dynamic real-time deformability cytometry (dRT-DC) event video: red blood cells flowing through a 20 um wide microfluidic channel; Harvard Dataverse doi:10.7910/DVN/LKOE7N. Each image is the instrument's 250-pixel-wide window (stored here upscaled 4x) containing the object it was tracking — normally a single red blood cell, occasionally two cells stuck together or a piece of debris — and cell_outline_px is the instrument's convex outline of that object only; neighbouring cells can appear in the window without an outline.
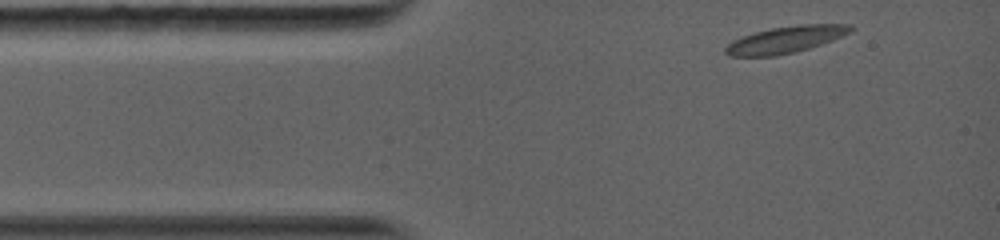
{"species": "common noctule bat (a hibernating species)", "species_latin": "Nyctalus noctula", "temperature_condition": "warm", "stored_images_in_passage": 39, "camera_frame_rate_fps": 5000, "um_per_image_px": 0.085, "animal": {"sex": "female", "body_mass_g": 19.0, "forearm_length_mm": 56.7}, "frame": {"image": 1, "passage_image": 1, "time_ms": 0.0, "image_size_px": [1000, 240], "cell_outline_px": [[856, 28], [852, 32], [832, 40], [808, 48], [776, 56], [728, 56], [724, 52], [724, 48], [732, 40], [756, 32], [772, 28], [800, 24], [852, 24]], "centroid_in_image_um": [66.8, 3.36], "position_along_channel_um": 18.2, "area_um2": 19.42}}
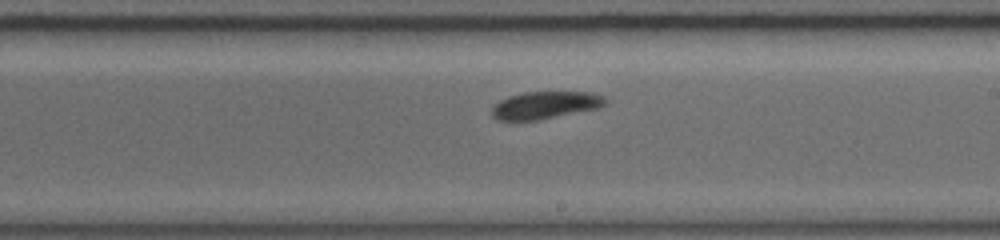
{"frame": {"image": 2, "passage_image": 23, "time_ms": 6.6, "image_size_px": [1000, 240], "cell_outline_px": [[608, 104], [600, 108], [540, 120], [496, 120], [492, 116], [492, 108], [500, 100], [508, 96], [524, 92], [592, 92], [604, 96], [608, 100]], "centroid_in_image_um": [46.4, 8.94], "position_along_channel_um": 242.6, "area_um2": 18.38}}
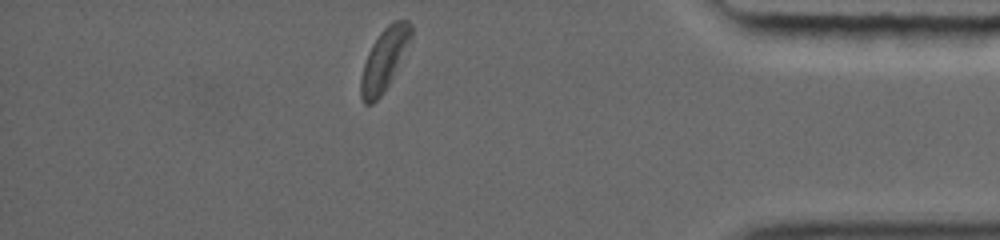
{"frame": {"image": 3, "passage_image": 39, "time_ms": 11.4, "image_size_px": [1000, 240], "cell_outline_px": [[412, 36], [384, 92], [372, 104], [364, 104], [360, 96], [360, 76], [368, 52], [372, 44], [380, 32], [392, 20], [408, 20], [412, 24]], "centroid_in_image_um": [32.63, 5.04], "position_along_channel_um": 402.6, "area_um2": 17.86}, "authors_computed_cell_mechanics": {"area_um2": 18.7272, "velocity_mm_per_s": 4.0235, "shape_relaxation_time_tau1_ms": 2.0445, "shape_relaxation_time_tau2_ms": 3.9433, "deformation_change_tau1": 0.0781, "deformation_change_tau2": 0.0757}}